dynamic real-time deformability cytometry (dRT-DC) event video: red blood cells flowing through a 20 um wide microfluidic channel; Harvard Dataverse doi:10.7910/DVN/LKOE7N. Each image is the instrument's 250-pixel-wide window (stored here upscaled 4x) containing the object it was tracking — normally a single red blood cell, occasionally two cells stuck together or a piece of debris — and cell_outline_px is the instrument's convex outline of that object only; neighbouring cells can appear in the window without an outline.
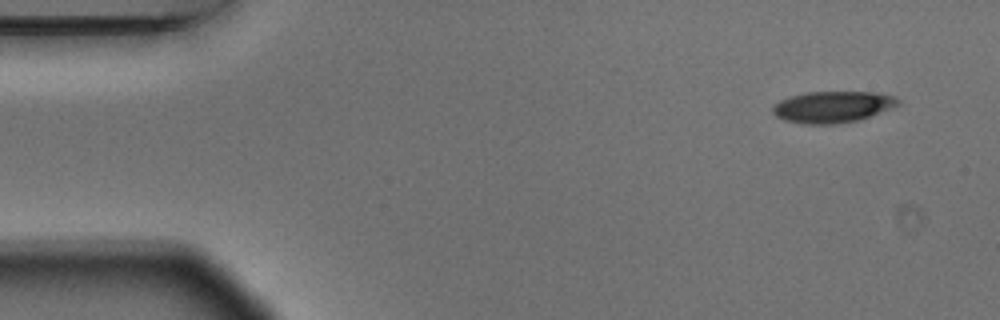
{"species": "Egyptian fruit bat (a non-hibernating species)", "species_latin": "Rousettus aegyptiacus", "temperature_condition": "warm", "stored_images_in_passage": 4, "camera_frame_rate_fps": 3000, "um_per_image_px": 0.085, "animal": {"sex": "male"}, "frame": {"image": 1, "passage_image": 1, "time_ms": 0.0, "image_size_px": [1000, 320], "cell_outline_px": [[900, 104], [860, 120], [836, 124], [804, 124], [784, 120], [776, 116], [772, 112], [772, 104], [780, 100], [792, 96], [808, 92], [876, 92], [896, 96], [900, 100]], "centroid_in_image_um": [70.77, 9.09], "position_along_channel_um": 14.2, "area_um2": 23.06}}
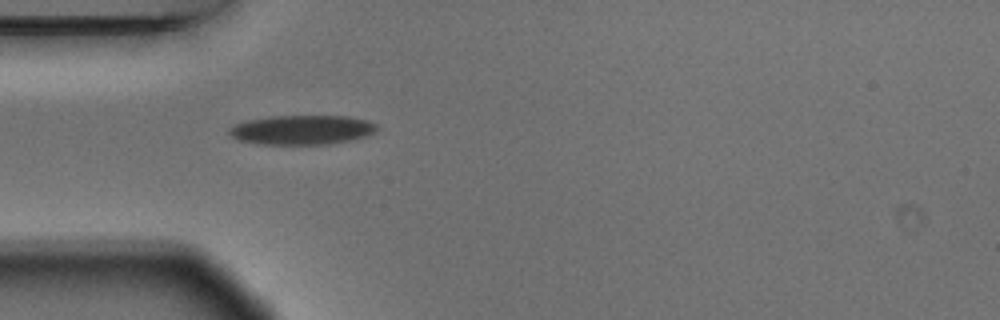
{"frame": {"image": 2, "passage_image": 4, "time_ms": 1.0, "image_size_px": [1000, 320], "cell_outline_px": [[380, 128], [364, 136], [348, 140], [328, 144], [264, 144], [240, 140], [232, 136], [228, 132], [228, 128], [236, 124], [248, 120], [272, 116], [348, 116], [364, 120], [376, 124]], "centroid_in_image_um": [25.65, 11.03], "position_along_channel_um": 59.4, "area_um2": 24.91}}